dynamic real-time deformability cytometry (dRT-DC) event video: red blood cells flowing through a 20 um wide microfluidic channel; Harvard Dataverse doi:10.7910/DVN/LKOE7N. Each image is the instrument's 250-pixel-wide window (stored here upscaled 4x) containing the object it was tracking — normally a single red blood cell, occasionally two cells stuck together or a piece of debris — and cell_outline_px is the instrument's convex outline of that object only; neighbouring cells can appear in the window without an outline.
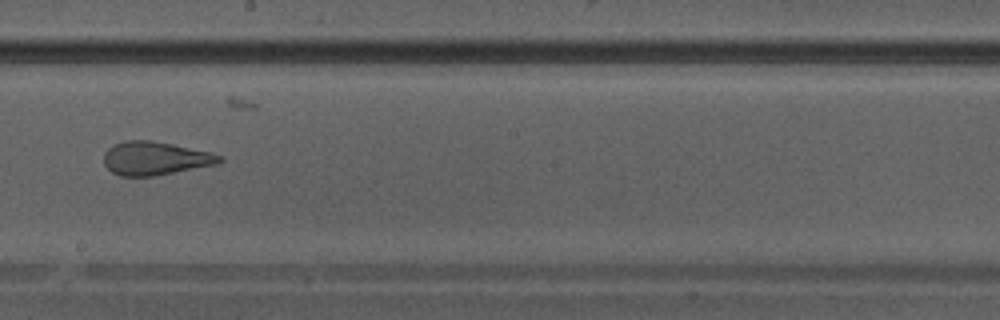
{"species": "Egyptian fruit bat (a non-hibernating species)", "species_latin": "Rousettus aegyptiacus", "temperature_condition": "warm", "stored_images_in_passage": 41, "camera_frame_rate_fps": 3000, "um_per_image_px": 0.085, "animal": {"sex": "male"}, "frame": {"image": 1, "passage_image": 24, "time_ms": 7.667, "image_size_px": [1000, 320], "cell_outline_px": [[224, 160], [220, 164], [152, 176], [120, 176], [112, 172], [104, 164], [104, 152], [112, 144], [124, 140], [148, 140], [172, 144], [212, 152], [224, 156]], "centroid_in_image_um": [13.22, 13.45], "position_along_channel_um": 235.0, "area_um2": 22.77}}